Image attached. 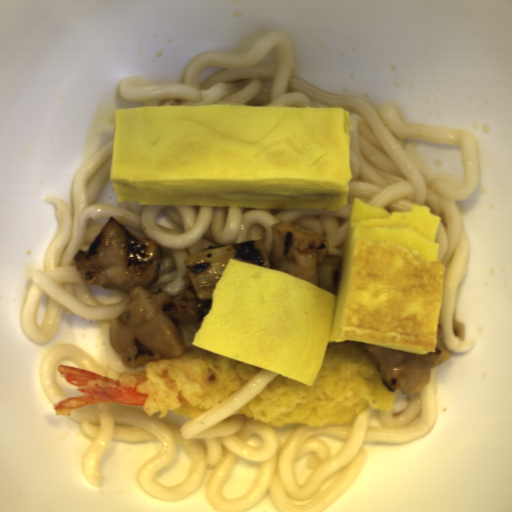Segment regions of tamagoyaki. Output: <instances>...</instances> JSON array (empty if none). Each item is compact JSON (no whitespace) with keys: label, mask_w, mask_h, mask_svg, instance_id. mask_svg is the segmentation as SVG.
Returning a JSON list of instances; mask_svg holds the SVG:
<instances>
[{"label":"tamagoyaki","mask_w":512,"mask_h":512,"mask_svg":"<svg viewBox=\"0 0 512 512\" xmlns=\"http://www.w3.org/2000/svg\"><path fill=\"white\" fill-rule=\"evenodd\" d=\"M442 217L351 203L336 293L229 259L191 346L314 386L329 343L436 352L446 269Z\"/></svg>","instance_id":"tamagoyaki-1"},{"label":"tamagoyaki","mask_w":512,"mask_h":512,"mask_svg":"<svg viewBox=\"0 0 512 512\" xmlns=\"http://www.w3.org/2000/svg\"><path fill=\"white\" fill-rule=\"evenodd\" d=\"M352 178L350 110L340 106L115 108L116 200L335 211Z\"/></svg>","instance_id":"tamagoyaki-2"}]
</instances>
